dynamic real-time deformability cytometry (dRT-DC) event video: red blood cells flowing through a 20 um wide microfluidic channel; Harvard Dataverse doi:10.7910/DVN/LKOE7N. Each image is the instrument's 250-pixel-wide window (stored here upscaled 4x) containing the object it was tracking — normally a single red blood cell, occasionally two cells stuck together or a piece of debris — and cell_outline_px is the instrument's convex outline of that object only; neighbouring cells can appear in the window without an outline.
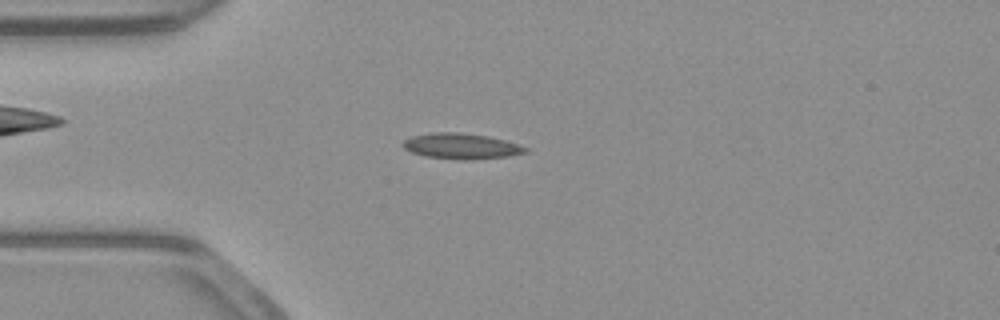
{"species": "common noctule bat (a hibernating species)", "species_latin": "Nyctalus noctula", "temperature_condition": "warm", "stored_images_in_passage": 52, "camera_frame_rate_fps": 3000, "um_per_image_px": 0.085, "animal": {"sex": "male", "body_mass_g": 23.1, "forearm_length_mm": 52.7}, "frame": {"image": 1, "passage_image": 13, "time_ms": 4.0, "image_size_px": [1000, 320], "cell_outline_px": [[528, 152], [508, 156], [464, 160], [424, 156], [412, 152], [404, 148], [400, 144], [404, 140], [412, 136], [432, 132], [460, 132], [488, 136], [504, 140], [528, 148]], "centroid_in_image_um": [39.17, 12.41], "position_along_channel_um": 45.8, "area_um2": 18.21}}
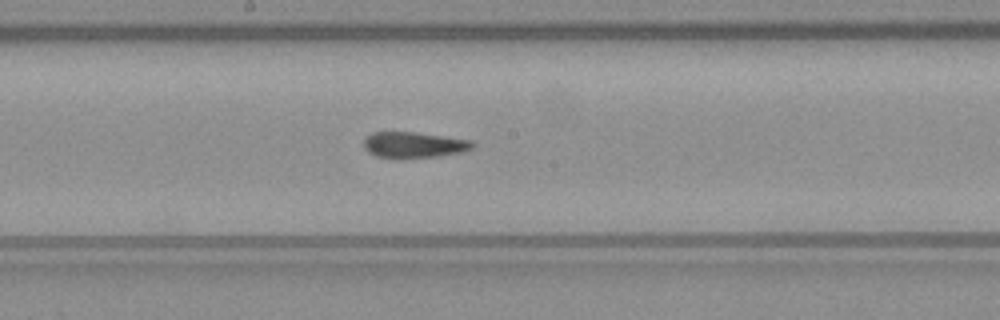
{"frame": {"image": 2, "passage_image": 27, "time_ms": 8.667, "image_size_px": [1000, 320], "cell_outline_px": [[476, 144], [472, 148], [464, 152], [436, 156], [400, 160], [392, 160], [376, 156], [368, 152], [364, 148], [364, 140], [372, 132], [412, 132], [472, 140]], "centroid_in_image_um": [35.16, 12.35], "position_along_channel_um": 213.0, "area_um2": 16.82}}
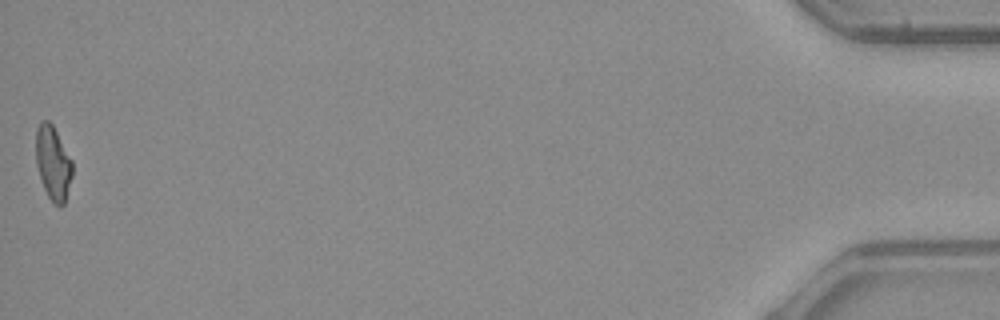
{"frame": {"image": 3, "passage_image": 52, "time_ms": 17.0, "image_size_px": [1000, 320], "cell_outline_px": [[72, 176], [64, 204], [60, 208], [48, 196], [44, 188], [36, 164], [36, 128], [40, 120], [48, 120], [52, 124], [72, 160]], "centroid_in_image_um": [4.5, 13.83], "position_along_channel_um": 430.7, "area_um2": 15.61}, "authors_computed_cell_mechanics": {"area_um2": 16.7042, "velocity_mm_per_s": 3.8979, "shape_relaxation_time_tau1_ms": null, "shape_relaxation_time_tau2_ms": 2.8142, "deformation_change_tau1": null, "deformation_change_tau2": 0.09}}